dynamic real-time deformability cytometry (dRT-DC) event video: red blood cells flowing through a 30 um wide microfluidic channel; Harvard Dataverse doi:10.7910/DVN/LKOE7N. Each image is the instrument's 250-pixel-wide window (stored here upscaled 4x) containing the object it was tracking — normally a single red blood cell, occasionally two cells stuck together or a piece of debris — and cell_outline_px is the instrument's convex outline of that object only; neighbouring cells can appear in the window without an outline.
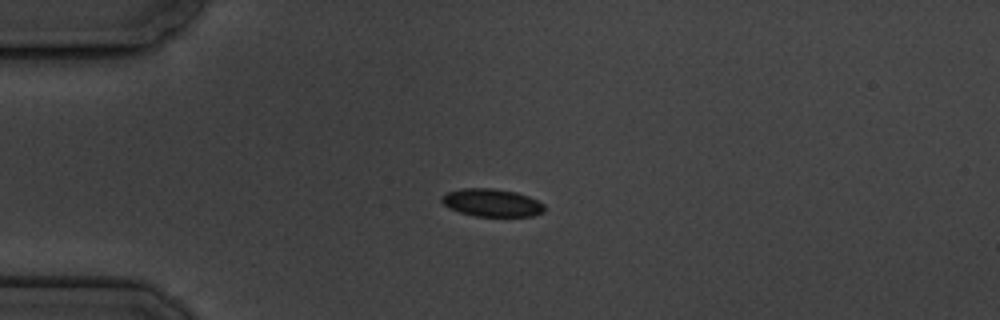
{"species": "common noctule bat (a hibernating species)", "species_latin": "Nyctalus noctula", "temperature_condition": "cold", "stored_images_in_passage": 2, "camera_frame_rate_fps": 3000, "um_per_image_px": 0.085, "animal": {"sex": "male", "body_mass_g": 19.5, "forearm_length_mm": 54.6}, "frame": {"image": 1, "passage_image": 1, "time_ms": 0.0, "image_size_px": [1000, 320], "cell_outline_px": [[544, 212], [532, 216], [476, 216], [460, 212], [448, 208], [440, 200], [440, 196], [448, 192], [460, 188], [492, 188], [516, 192], [528, 196], [544, 204]], "centroid_in_image_um": [41.78, 17.22], "position_along_channel_um": 43.2, "area_um2": 16.65}}